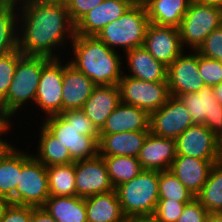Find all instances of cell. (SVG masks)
<instances>
[{"label": "cell", "instance_id": "cell-3", "mask_svg": "<svg viewBox=\"0 0 222 222\" xmlns=\"http://www.w3.org/2000/svg\"><path fill=\"white\" fill-rule=\"evenodd\" d=\"M48 60L45 57L24 55L18 60L6 98L0 103L2 118L13 122L19 111L21 113L30 104L29 107H33L42 67Z\"/></svg>", "mask_w": 222, "mask_h": 222}, {"label": "cell", "instance_id": "cell-7", "mask_svg": "<svg viewBox=\"0 0 222 222\" xmlns=\"http://www.w3.org/2000/svg\"><path fill=\"white\" fill-rule=\"evenodd\" d=\"M49 197L47 167L31 153L21 150V172L13 203L42 207Z\"/></svg>", "mask_w": 222, "mask_h": 222}, {"label": "cell", "instance_id": "cell-6", "mask_svg": "<svg viewBox=\"0 0 222 222\" xmlns=\"http://www.w3.org/2000/svg\"><path fill=\"white\" fill-rule=\"evenodd\" d=\"M222 24V8L192 0L178 27L184 50L197 51L205 38Z\"/></svg>", "mask_w": 222, "mask_h": 222}, {"label": "cell", "instance_id": "cell-20", "mask_svg": "<svg viewBox=\"0 0 222 222\" xmlns=\"http://www.w3.org/2000/svg\"><path fill=\"white\" fill-rule=\"evenodd\" d=\"M221 160H204L186 155H176L170 170L196 197L204 186L214 163Z\"/></svg>", "mask_w": 222, "mask_h": 222}, {"label": "cell", "instance_id": "cell-37", "mask_svg": "<svg viewBox=\"0 0 222 222\" xmlns=\"http://www.w3.org/2000/svg\"><path fill=\"white\" fill-rule=\"evenodd\" d=\"M60 115L68 124H73L80 130L81 135L93 136L97 141L99 140V131L81 109L65 111L60 113Z\"/></svg>", "mask_w": 222, "mask_h": 222}, {"label": "cell", "instance_id": "cell-23", "mask_svg": "<svg viewBox=\"0 0 222 222\" xmlns=\"http://www.w3.org/2000/svg\"><path fill=\"white\" fill-rule=\"evenodd\" d=\"M120 103L121 97L118 85L96 86L81 110L100 131L106 119Z\"/></svg>", "mask_w": 222, "mask_h": 222}, {"label": "cell", "instance_id": "cell-1", "mask_svg": "<svg viewBox=\"0 0 222 222\" xmlns=\"http://www.w3.org/2000/svg\"><path fill=\"white\" fill-rule=\"evenodd\" d=\"M17 2L19 51L24 56L48 59L63 57L58 54L59 49L64 48L66 51V43H71L76 34L75 24L69 16L65 1Z\"/></svg>", "mask_w": 222, "mask_h": 222}, {"label": "cell", "instance_id": "cell-13", "mask_svg": "<svg viewBox=\"0 0 222 222\" xmlns=\"http://www.w3.org/2000/svg\"><path fill=\"white\" fill-rule=\"evenodd\" d=\"M193 124L181 100L170 96L161 108L150 113L149 132L156 136L176 139Z\"/></svg>", "mask_w": 222, "mask_h": 222}, {"label": "cell", "instance_id": "cell-51", "mask_svg": "<svg viewBox=\"0 0 222 222\" xmlns=\"http://www.w3.org/2000/svg\"><path fill=\"white\" fill-rule=\"evenodd\" d=\"M132 4H145V0H129Z\"/></svg>", "mask_w": 222, "mask_h": 222}, {"label": "cell", "instance_id": "cell-47", "mask_svg": "<svg viewBox=\"0 0 222 222\" xmlns=\"http://www.w3.org/2000/svg\"><path fill=\"white\" fill-rule=\"evenodd\" d=\"M214 96L217 99L218 103L222 105V83L213 87Z\"/></svg>", "mask_w": 222, "mask_h": 222}, {"label": "cell", "instance_id": "cell-16", "mask_svg": "<svg viewBox=\"0 0 222 222\" xmlns=\"http://www.w3.org/2000/svg\"><path fill=\"white\" fill-rule=\"evenodd\" d=\"M143 47L166 67L184 51L178 28L152 23L147 27Z\"/></svg>", "mask_w": 222, "mask_h": 222}, {"label": "cell", "instance_id": "cell-22", "mask_svg": "<svg viewBox=\"0 0 222 222\" xmlns=\"http://www.w3.org/2000/svg\"><path fill=\"white\" fill-rule=\"evenodd\" d=\"M129 73L126 76L147 82H167V67L157 61L143 46L135 47L124 53ZM127 73V74H126Z\"/></svg>", "mask_w": 222, "mask_h": 222}, {"label": "cell", "instance_id": "cell-40", "mask_svg": "<svg viewBox=\"0 0 222 222\" xmlns=\"http://www.w3.org/2000/svg\"><path fill=\"white\" fill-rule=\"evenodd\" d=\"M209 212L201 205L195 197L186 203L183 212L176 222H206Z\"/></svg>", "mask_w": 222, "mask_h": 222}, {"label": "cell", "instance_id": "cell-38", "mask_svg": "<svg viewBox=\"0 0 222 222\" xmlns=\"http://www.w3.org/2000/svg\"><path fill=\"white\" fill-rule=\"evenodd\" d=\"M197 52L203 57L222 62V24L205 38Z\"/></svg>", "mask_w": 222, "mask_h": 222}, {"label": "cell", "instance_id": "cell-39", "mask_svg": "<svg viewBox=\"0 0 222 222\" xmlns=\"http://www.w3.org/2000/svg\"><path fill=\"white\" fill-rule=\"evenodd\" d=\"M186 203L171 199H159L154 216L160 222H176L180 217Z\"/></svg>", "mask_w": 222, "mask_h": 222}, {"label": "cell", "instance_id": "cell-12", "mask_svg": "<svg viewBox=\"0 0 222 222\" xmlns=\"http://www.w3.org/2000/svg\"><path fill=\"white\" fill-rule=\"evenodd\" d=\"M186 53L183 51L167 67L169 92L174 97L187 93H197L205 86L204 80L199 73V53L192 50Z\"/></svg>", "mask_w": 222, "mask_h": 222}, {"label": "cell", "instance_id": "cell-45", "mask_svg": "<svg viewBox=\"0 0 222 222\" xmlns=\"http://www.w3.org/2000/svg\"><path fill=\"white\" fill-rule=\"evenodd\" d=\"M11 204L12 202L9 198L0 195V219L5 215L6 210Z\"/></svg>", "mask_w": 222, "mask_h": 222}, {"label": "cell", "instance_id": "cell-19", "mask_svg": "<svg viewBox=\"0 0 222 222\" xmlns=\"http://www.w3.org/2000/svg\"><path fill=\"white\" fill-rule=\"evenodd\" d=\"M97 85L67 62L64 64L62 112L82 109Z\"/></svg>", "mask_w": 222, "mask_h": 222}, {"label": "cell", "instance_id": "cell-36", "mask_svg": "<svg viewBox=\"0 0 222 222\" xmlns=\"http://www.w3.org/2000/svg\"><path fill=\"white\" fill-rule=\"evenodd\" d=\"M199 73L206 86L222 83V62L199 54Z\"/></svg>", "mask_w": 222, "mask_h": 222}, {"label": "cell", "instance_id": "cell-34", "mask_svg": "<svg viewBox=\"0 0 222 222\" xmlns=\"http://www.w3.org/2000/svg\"><path fill=\"white\" fill-rule=\"evenodd\" d=\"M159 199L190 202L195 196L178 180L171 170L159 172Z\"/></svg>", "mask_w": 222, "mask_h": 222}, {"label": "cell", "instance_id": "cell-52", "mask_svg": "<svg viewBox=\"0 0 222 222\" xmlns=\"http://www.w3.org/2000/svg\"><path fill=\"white\" fill-rule=\"evenodd\" d=\"M34 1H53V0H34Z\"/></svg>", "mask_w": 222, "mask_h": 222}, {"label": "cell", "instance_id": "cell-42", "mask_svg": "<svg viewBox=\"0 0 222 222\" xmlns=\"http://www.w3.org/2000/svg\"><path fill=\"white\" fill-rule=\"evenodd\" d=\"M32 206L12 203L0 222H31Z\"/></svg>", "mask_w": 222, "mask_h": 222}, {"label": "cell", "instance_id": "cell-44", "mask_svg": "<svg viewBox=\"0 0 222 222\" xmlns=\"http://www.w3.org/2000/svg\"><path fill=\"white\" fill-rule=\"evenodd\" d=\"M12 126L13 125L10 120L4 118L0 120V152L10 144L7 139H2L5 138L2 136H6V134L8 135V132L11 131Z\"/></svg>", "mask_w": 222, "mask_h": 222}, {"label": "cell", "instance_id": "cell-25", "mask_svg": "<svg viewBox=\"0 0 222 222\" xmlns=\"http://www.w3.org/2000/svg\"><path fill=\"white\" fill-rule=\"evenodd\" d=\"M87 222H126L116 190L85 198Z\"/></svg>", "mask_w": 222, "mask_h": 222}, {"label": "cell", "instance_id": "cell-50", "mask_svg": "<svg viewBox=\"0 0 222 222\" xmlns=\"http://www.w3.org/2000/svg\"><path fill=\"white\" fill-rule=\"evenodd\" d=\"M218 139H219V156L222 161V135Z\"/></svg>", "mask_w": 222, "mask_h": 222}, {"label": "cell", "instance_id": "cell-8", "mask_svg": "<svg viewBox=\"0 0 222 222\" xmlns=\"http://www.w3.org/2000/svg\"><path fill=\"white\" fill-rule=\"evenodd\" d=\"M118 87L122 103L136 106L149 114L161 108L171 96L167 82H147L125 74Z\"/></svg>", "mask_w": 222, "mask_h": 222}, {"label": "cell", "instance_id": "cell-27", "mask_svg": "<svg viewBox=\"0 0 222 222\" xmlns=\"http://www.w3.org/2000/svg\"><path fill=\"white\" fill-rule=\"evenodd\" d=\"M20 149L10 142L0 152V195L9 198L12 203L21 172Z\"/></svg>", "mask_w": 222, "mask_h": 222}, {"label": "cell", "instance_id": "cell-15", "mask_svg": "<svg viewBox=\"0 0 222 222\" xmlns=\"http://www.w3.org/2000/svg\"><path fill=\"white\" fill-rule=\"evenodd\" d=\"M176 155L204 160H221L219 139L202 124H193L176 139Z\"/></svg>", "mask_w": 222, "mask_h": 222}, {"label": "cell", "instance_id": "cell-43", "mask_svg": "<svg viewBox=\"0 0 222 222\" xmlns=\"http://www.w3.org/2000/svg\"><path fill=\"white\" fill-rule=\"evenodd\" d=\"M31 222H57L43 207L32 206Z\"/></svg>", "mask_w": 222, "mask_h": 222}, {"label": "cell", "instance_id": "cell-5", "mask_svg": "<svg viewBox=\"0 0 222 222\" xmlns=\"http://www.w3.org/2000/svg\"><path fill=\"white\" fill-rule=\"evenodd\" d=\"M144 4H133L120 18L105 26L96 36L114 51L125 53L143 46L149 25ZM119 48V49H118Z\"/></svg>", "mask_w": 222, "mask_h": 222}, {"label": "cell", "instance_id": "cell-29", "mask_svg": "<svg viewBox=\"0 0 222 222\" xmlns=\"http://www.w3.org/2000/svg\"><path fill=\"white\" fill-rule=\"evenodd\" d=\"M39 141L32 156L45 167L66 165L75 162L66 148L42 124L39 125Z\"/></svg>", "mask_w": 222, "mask_h": 222}, {"label": "cell", "instance_id": "cell-21", "mask_svg": "<svg viewBox=\"0 0 222 222\" xmlns=\"http://www.w3.org/2000/svg\"><path fill=\"white\" fill-rule=\"evenodd\" d=\"M150 114L133 105L120 103L106 119L99 135L121 132H149Z\"/></svg>", "mask_w": 222, "mask_h": 222}, {"label": "cell", "instance_id": "cell-35", "mask_svg": "<svg viewBox=\"0 0 222 222\" xmlns=\"http://www.w3.org/2000/svg\"><path fill=\"white\" fill-rule=\"evenodd\" d=\"M22 56L19 49L0 56V103L6 98L18 60Z\"/></svg>", "mask_w": 222, "mask_h": 222}, {"label": "cell", "instance_id": "cell-46", "mask_svg": "<svg viewBox=\"0 0 222 222\" xmlns=\"http://www.w3.org/2000/svg\"><path fill=\"white\" fill-rule=\"evenodd\" d=\"M126 222H160L154 215L142 216V217H132L127 219Z\"/></svg>", "mask_w": 222, "mask_h": 222}, {"label": "cell", "instance_id": "cell-31", "mask_svg": "<svg viewBox=\"0 0 222 222\" xmlns=\"http://www.w3.org/2000/svg\"><path fill=\"white\" fill-rule=\"evenodd\" d=\"M196 198L209 213L222 212V161L214 163Z\"/></svg>", "mask_w": 222, "mask_h": 222}, {"label": "cell", "instance_id": "cell-24", "mask_svg": "<svg viewBox=\"0 0 222 222\" xmlns=\"http://www.w3.org/2000/svg\"><path fill=\"white\" fill-rule=\"evenodd\" d=\"M149 132L132 131L99 135L98 155L137 157Z\"/></svg>", "mask_w": 222, "mask_h": 222}, {"label": "cell", "instance_id": "cell-32", "mask_svg": "<svg viewBox=\"0 0 222 222\" xmlns=\"http://www.w3.org/2000/svg\"><path fill=\"white\" fill-rule=\"evenodd\" d=\"M50 196H77L75 162L47 167Z\"/></svg>", "mask_w": 222, "mask_h": 222}, {"label": "cell", "instance_id": "cell-41", "mask_svg": "<svg viewBox=\"0 0 222 222\" xmlns=\"http://www.w3.org/2000/svg\"><path fill=\"white\" fill-rule=\"evenodd\" d=\"M69 16L76 24L87 12L100 5L104 0H64Z\"/></svg>", "mask_w": 222, "mask_h": 222}, {"label": "cell", "instance_id": "cell-49", "mask_svg": "<svg viewBox=\"0 0 222 222\" xmlns=\"http://www.w3.org/2000/svg\"><path fill=\"white\" fill-rule=\"evenodd\" d=\"M202 4L213 5L222 8V0H195Z\"/></svg>", "mask_w": 222, "mask_h": 222}, {"label": "cell", "instance_id": "cell-33", "mask_svg": "<svg viewBox=\"0 0 222 222\" xmlns=\"http://www.w3.org/2000/svg\"><path fill=\"white\" fill-rule=\"evenodd\" d=\"M103 159L114 188L126 181L132 180L143 170L137 157L109 156L103 157Z\"/></svg>", "mask_w": 222, "mask_h": 222}, {"label": "cell", "instance_id": "cell-2", "mask_svg": "<svg viewBox=\"0 0 222 222\" xmlns=\"http://www.w3.org/2000/svg\"><path fill=\"white\" fill-rule=\"evenodd\" d=\"M69 63L97 86L118 85L125 68L122 54L109 48L97 36L75 34ZM123 68V70H122Z\"/></svg>", "mask_w": 222, "mask_h": 222}, {"label": "cell", "instance_id": "cell-48", "mask_svg": "<svg viewBox=\"0 0 222 222\" xmlns=\"http://www.w3.org/2000/svg\"><path fill=\"white\" fill-rule=\"evenodd\" d=\"M206 222H222V212H219V213H209Z\"/></svg>", "mask_w": 222, "mask_h": 222}, {"label": "cell", "instance_id": "cell-26", "mask_svg": "<svg viewBox=\"0 0 222 222\" xmlns=\"http://www.w3.org/2000/svg\"><path fill=\"white\" fill-rule=\"evenodd\" d=\"M192 0H148L146 8L149 22L158 26L178 28Z\"/></svg>", "mask_w": 222, "mask_h": 222}, {"label": "cell", "instance_id": "cell-28", "mask_svg": "<svg viewBox=\"0 0 222 222\" xmlns=\"http://www.w3.org/2000/svg\"><path fill=\"white\" fill-rule=\"evenodd\" d=\"M42 207L57 222H87L83 197L50 196Z\"/></svg>", "mask_w": 222, "mask_h": 222}, {"label": "cell", "instance_id": "cell-18", "mask_svg": "<svg viewBox=\"0 0 222 222\" xmlns=\"http://www.w3.org/2000/svg\"><path fill=\"white\" fill-rule=\"evenodd\" d=\"M176 157V140L148 133L137 158L143 170H170Z\"/></svg>", "mask_w": 222, "mask_h": 222}, {"label": "cell", "instance_id": "cell-10", "mask_svg": "<svg viewBox=\"0 0 222 222\" xmlns=\"http://www.w3.org/2000/svg\"><path fill=\"white\" fill-rule=\"evenodd\" d=\"M60 58L49 59L42 67L34 105L45 117L62 113L64 64Z\"/></svg>", "mask_w": 222, "mask_h": 222}, {"label": "cell", "instance_id": "cell-30", "mask_svg": "<svg viewBox=\"0 0 222 222\" xmlns=\"http://www.w3.org/2000/svg\"><path fill=\"white\" fill-rule=\"evenodd\" d=\"M18 50V2L0 0V56Z\"/></svg>", "mask_w": 222, "mask_h": 222}, {"label": "cell", "instance_id": "cell-11", "mask_svg": "<svg viewBox=\"0 0 222 222\" xmlns=\"http://www.w3.org/2000/svg\"><path fill=\"white\" fill-rule=\"evenodd\" d=\"M194 124L205 125L218 138L222 135V105L214 96L213 87L204 86L197 93L179 95Z\"/></svg>", "mask_w": 222, "mask_h": 222}, {"label": "cell", "instance_id": "cell-17", "mask_svg": "<svg viewBox=\"0 0 222 222\" xmlns=\"http://www.w3.org/2000/svg\"><path fill=\"white\" fill-rule=\"evenodd\" d=\"M132 5L129 0H104L75 24V33L96 36L105 26L120 18Z\"/></svg>", "mask_w": 222, "mask_h": 222}, {"label": "cell", "instance_id": "cell-9", "mask_svg": "<svg viewBox=\"0 0 222 222\" xmlns=\"http://www.w3.org/2000/svg\"><path fill=\"white\" fill-rule=\"evenodd\" d=\"M42 117V124L56 139L68 149L74 161L90 159L98 155V141L93 136L80 134L73 124L70 125L60 115Z\"/></svg>", "mask_w": 222, "mask_h": 222}, {"label": "cell", "instance_id": "cell-14", "mask_svg": "<svg viewBox=\"0 0 222 222\" xmlns=\"http://www.w3.org/2000/svg\"><path fill=\"white\" fill-rule=\"evenodd\" d=\"M75 183L77 196L83 198L115 190L100 155L75 161Z\"/></svg>", "mask_w": 222, "mask_h": 222}, {"label": "cell", "instance_id": "cell-4", "mask_svg": "<svg viewBox=\"0 0 222 222\" xmlns=\"http://www.w3.org/2000/svg\"><path fill=\"white\" fill-rule=\"evenodd\" d=\"M159 172L142 170L132 180L115 188L127 219L154 215L159 200Z\"/></svg>", "mask_w": 222, "mask_h": 222}]
</instances>
